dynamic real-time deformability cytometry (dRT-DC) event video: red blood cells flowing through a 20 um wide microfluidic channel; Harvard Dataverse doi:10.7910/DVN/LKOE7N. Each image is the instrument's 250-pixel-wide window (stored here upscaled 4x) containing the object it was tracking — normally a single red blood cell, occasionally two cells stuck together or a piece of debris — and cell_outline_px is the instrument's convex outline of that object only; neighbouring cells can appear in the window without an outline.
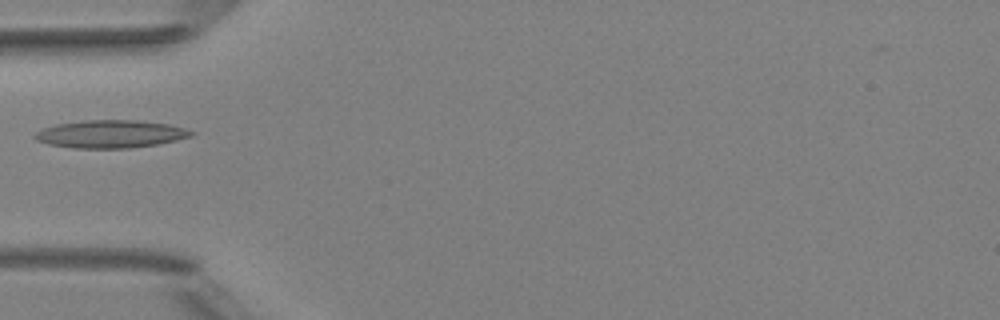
{"species": "Egyptian fruit bat (a non-hibernating species)", "species_latin": "Rousettus aegyptiacus", "temperature_condition": "room temperature", "stored_images_in_passage": 5, "camera_frame_rate_fps": 3000, "um_per_image_px": 0.085, "animal": {"sex": "female"}, "frame": {"image": 1, "passage_image": 5, "time_ms": 4.667, "image_size_px": [1000, 320], "cell_outline_px": [[196, 132], [192, 136], [160, 144], [132, 148], [72, 148], [48, 144], [36, 140], [32, 136], [36, 132], [44, 128], [56, 124], [84, 120], [136, 120], [168, 124], [184, 128]], "centroid_in_image_um": [9.4, 11.39], "position_along_channel_um": 75.6, "area_um2": 25.43}}